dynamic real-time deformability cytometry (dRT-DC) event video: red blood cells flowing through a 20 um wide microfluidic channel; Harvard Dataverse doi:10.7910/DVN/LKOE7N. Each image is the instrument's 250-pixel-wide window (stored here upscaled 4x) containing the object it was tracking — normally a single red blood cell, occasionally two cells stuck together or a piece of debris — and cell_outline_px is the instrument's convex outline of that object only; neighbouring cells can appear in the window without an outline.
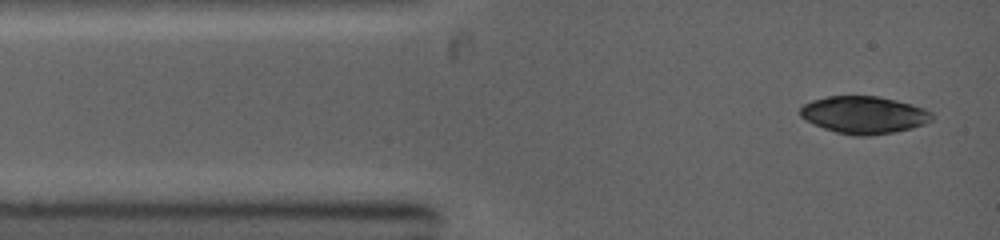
{"species": "common noctule bat (a hibernating species)", "species_latin": "Nyctalus noctula", "temperature_condition": "warm", "stored_images_in_passage": 2, "camera_frame_rate_fps": 5000, "um_per_image_px": 0.085, "animal": {"sex": "female", "body_mass_g": 19.0, "forearm_length_mm": 53.3}, "frame": {"image": 1, "passage_image": 1, "time_ms": 0.0, "image_size_px": [1000, 240], "cell_outline_px": [[936, 116], [932, 120], [924, 124], [912, 128], [896, 132], [868, 136], [856, 136], [836, 132], [824, 128], [800, 116], [800, 108], [804, 104], [812, 100], [828, 96], [880, 96], [912, 104], [924, 108], [932, 112]], "centroid_in_image_um": [73.49, 9.76], "position_along_channel_um": 11.5, "area_um2": 28.78}}